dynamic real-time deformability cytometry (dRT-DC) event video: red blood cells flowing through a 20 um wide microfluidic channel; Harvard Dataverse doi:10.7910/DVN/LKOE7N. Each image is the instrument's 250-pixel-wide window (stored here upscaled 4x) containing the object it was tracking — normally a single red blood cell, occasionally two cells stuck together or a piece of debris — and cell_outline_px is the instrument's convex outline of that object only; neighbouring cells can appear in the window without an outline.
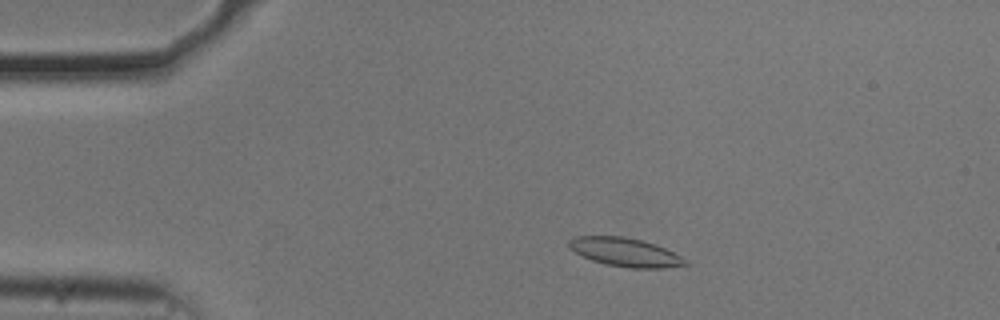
{"species": "common noctule bat (a hibernating species)", "species_latin": "Nyctalus noctula", "temperature_condition": "cold", "stored_images_in_passage": 52, "camera_frame_rate_fps": 3000, "um_per_image_px": 0.085, "animal": {"sex": "male", "body_mass_g": 20.5, "forearm_length_mm": 52.5}, "frame": {"image": 1, "passage_image": 8, "time_ms": 2.333, "image_size_px": [1000, 320], "cell_outline_px": [[692, 264], [664, 268], [632, 268], [604, 264], [592, 260], [568, 248], [568, 240], [576, 236], [624, 236], [640, 240], [664, 248], [688, 260]], "centroid_in_image_um": [53.14, 21.44], "position_along_channel_um": 31.9, "area_um2": 19.31}}
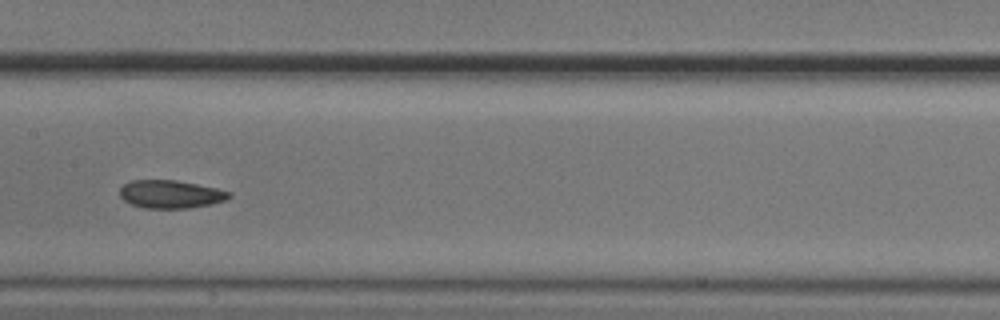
{"frame": {"image": 2, "passage_image": 25, "time_ms": 8.0, "image_size_px": [1000, 320], "cell_outline_px": [[232, 196], [224, 200], [212, 204], [188, 208], [144, 208], [132, 204], [124, 200], [120, 196], [120, 188], [124, 184], [132, 180], [176, 180], [216, 188], [232, 192]], "centroid_in_image_um": [14.51, 16.5], "position_along_channel_um": 192.9, "area_um2": 17.8}}
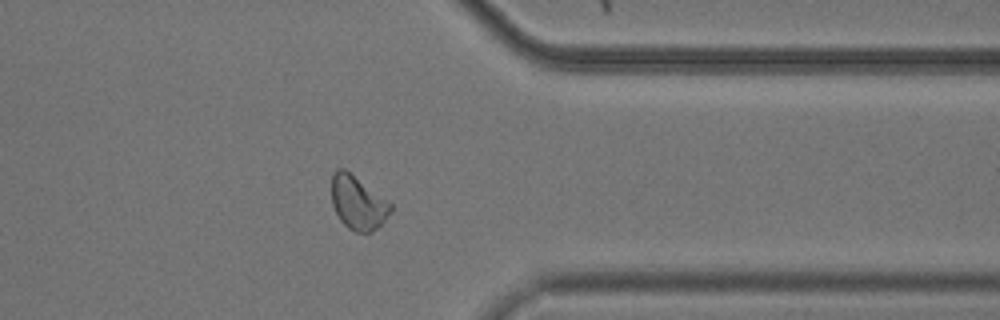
{"frame": {"image": 3, "passage_image": 41, "time_ms": 13.333, "image_size_px": [1000, 320], "cell_outline_px": [[392, 212], [372, 232], [356, 232], [348, 228], [340, 220], [332, 204], [332, 172], [336, 168], [344, 168], [392, 204]], "centroid_in_image_um": [30.4, 17.23], "position_along_channel_um": 381.0, "area_um2": 18.26}, "authors_computed_cell_mechanics": {"area_um2": 18.6983, "velocity_mm_per_s": 3.6763, "shape_relaxation_time_tau1_ms": 3.0675, "shape_relaxation_time_tau2_ms": 2.2499, "deformation_change_tau1": 0.1059, "deformation_change_tau2": 0.0744}}